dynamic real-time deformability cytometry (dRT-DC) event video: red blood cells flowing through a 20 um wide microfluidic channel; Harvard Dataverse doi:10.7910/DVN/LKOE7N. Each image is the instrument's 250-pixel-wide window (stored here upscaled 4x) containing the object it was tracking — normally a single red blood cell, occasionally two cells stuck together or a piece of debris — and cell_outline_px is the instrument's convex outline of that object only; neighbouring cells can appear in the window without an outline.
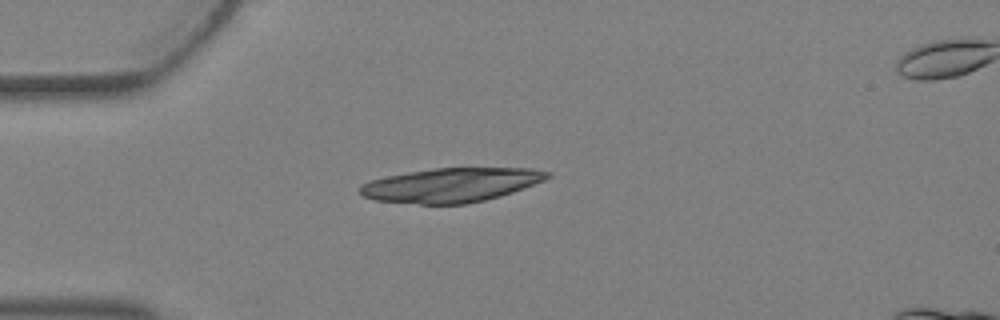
{"species": "Egyptian fruit bat (a non-hibernating species)", "species_latin": "Rousettus aegyptiacus", "temperature_condition": "warm", "stored_images_in_passage": 2, "camera_frame_rate_fps": 3000, "um_per_image_px": 0.085, "animal": {"sex": "female"}, "frame": {"image": 1, "passage_image": 1, "time_ms": 0.0, "image_size_px": [1000, 320], "cell_outline_px": [[552, 176], [544, 180], [512, 192], [484, 200], [468, 204], [420, 204], [376, 200], [364, 196], [356, 192], [356, 188], [360, 184], [372, 180], [388, 176], [408, 172], [436, 168], [532, 168], [552, 172]], "centroid_in_image_um": [38.32, 15.72], "position_along_channel_um": 46.7, "area_um2": 37.28}}